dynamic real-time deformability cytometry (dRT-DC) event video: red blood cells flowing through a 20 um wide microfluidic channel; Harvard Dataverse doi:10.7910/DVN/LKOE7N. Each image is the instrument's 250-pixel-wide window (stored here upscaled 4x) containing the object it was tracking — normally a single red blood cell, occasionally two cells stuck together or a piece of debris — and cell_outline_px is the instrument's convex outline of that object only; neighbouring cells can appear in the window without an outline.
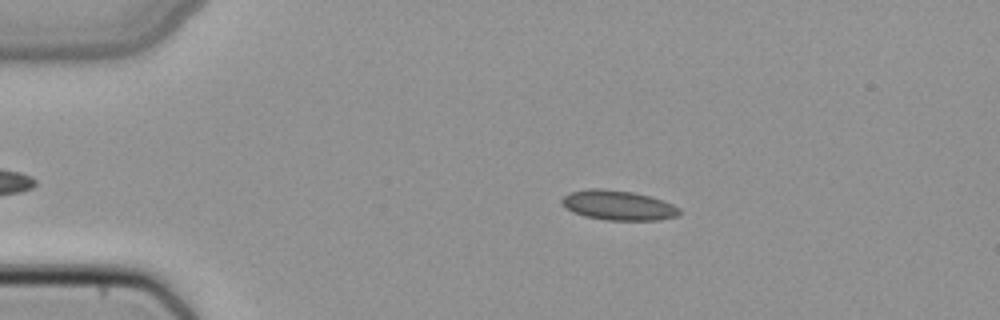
{"species": "common noctule bat (a hibernating species)", "species_latin": "Nyctalus noctula", "temperature_condition": "cold", "stored_images_in_passage": 41, "camera_frame_rate_fps": 3000, "um_per_image_px": 0.085, "animal": {"sex": "female", "body_mass_g": 22.7, "forearm_length_mm": 54.2}, "frame": {"image": 1, "passage_image": 8, "time_ms": 2.333, "image_size_px": [1000, 320], "cell_outline_px": [[680, 216], [660, 220], [608, 220], [584, 216], [572, 212], [564, 208], [560, 204], [560, 200], [568, 192], [588, 188], [604, 188], [632, 192], [648, 196], [672, 204], [680, 208]], "centroid_in_image_um": [52.49, 17.45], "position_along_channel_um": 32.5, "area_um2": 20.63}}
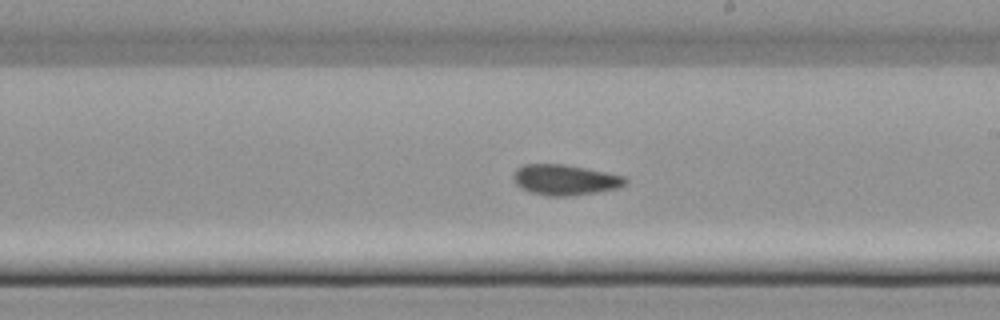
{"frame": {"image": 2, "passage_image": 27, "time_ms": 8.667, "image_size_px": [1000, 320], "cell_outline_px": [[628, 180], [624, 184], [616, 188], [596, 192], [572, 196], [548, 196], [532, 192], [520, 188], [512, 180], [512, 176], [516, 168], [524, 164], [564, 164], [624, 176]], "centroid_in_image_um": [47.96, 15.28], "position_along_channel_um": 241.0, "area_um2": 19.83}}
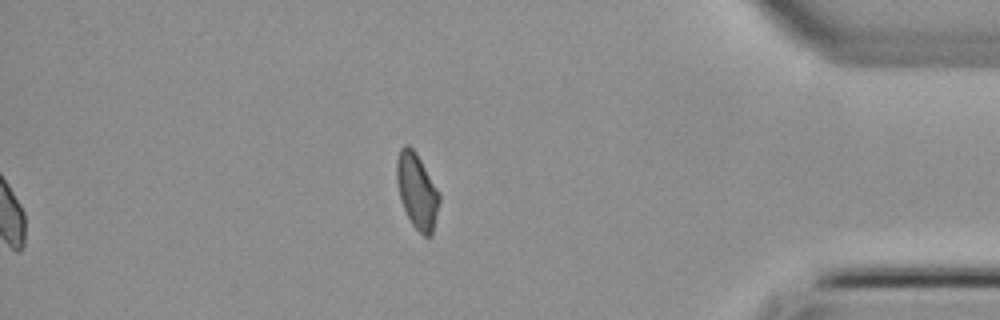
{"frame": {"image": 3, "passage_image": 41, "time_ms": 13.333, "image_size_px": [1000, 320], "cell_outline_px": [[440, 200], [432, 236], [424, 236], [412, 224], [404, 208], [400, 196], [396, 180], [396, 160], [400, 148], [404, 144], [408, 144], [416, 152], [440, 192]], "centroid_in_image_um": [35.45, 16.2], "position_along_channel_um": 399.8, "area_um2": 18.73}}